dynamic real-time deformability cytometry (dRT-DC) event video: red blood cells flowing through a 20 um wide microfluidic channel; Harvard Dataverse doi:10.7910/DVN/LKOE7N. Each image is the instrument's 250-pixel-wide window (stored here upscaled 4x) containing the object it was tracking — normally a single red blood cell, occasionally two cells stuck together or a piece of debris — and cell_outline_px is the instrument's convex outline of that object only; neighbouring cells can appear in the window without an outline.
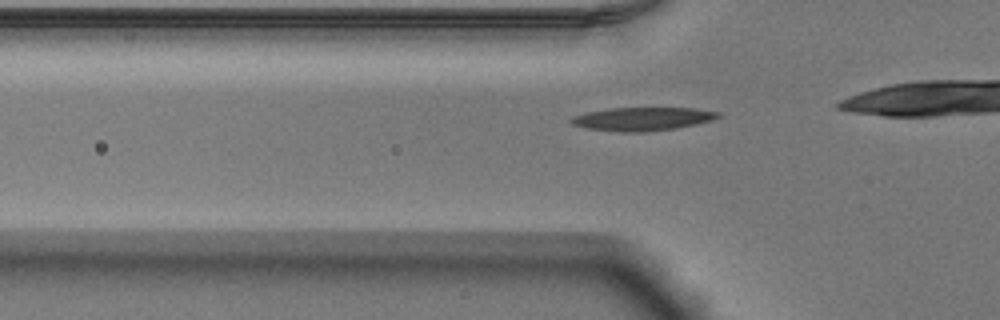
{"species": "Egyptian fruit bat (a non-hibernating species)", "species_latin": "Rousettus aegyptiacus", "temperature_condition": "warm", "stored_images_in_passage": 30, "camera_frame_rate_fps": 3000, "um_per_image_px": 0.085, "animal": {"sex": "male"}, "frame": {"image": 1, "passage_image": 6, "time_ms": 1.667, "image_size_px": [1000, 320], "cell_outline_px": [[720, 116], [712, 120], [696, 124], [676, 128], [644, 132], [616, 132], [584, 128], [572, 124], [568, 120], [572, 116], [588, 112], [608, 108], [692, 108], [720, 112]], "centroid_in_image_um": [54.56, 10.11], "position_along_channel_um": 71.2, "area_um2": 20.11}}
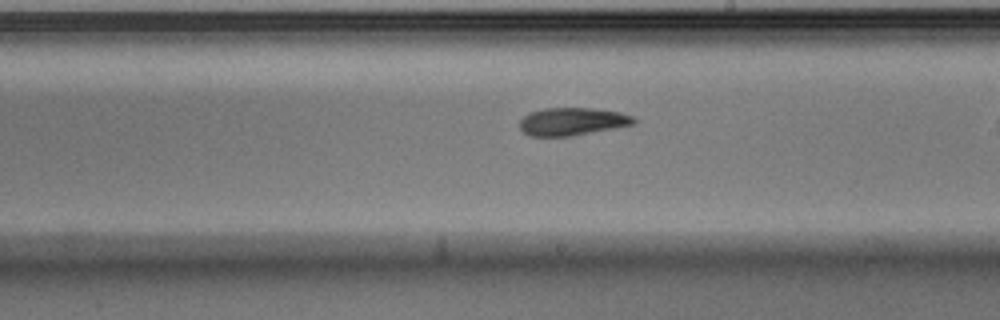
{"frame": {"image": 2, "passage_image": 19, "time_ms": 6.0, "image_size_px": [1000, 320], "cell_outline_px": [[636, 124], [572, 136], [532, 136], [524, 132], [520, 128], [520, 120], [528, 112], [544, 108], [592, 108], [620, 112], [632, 116], [636, 120]], "centroid_in_image_um": [48.65, 10.32], "position_along_channel_um": 240.4, "area_um2": 18.5}}
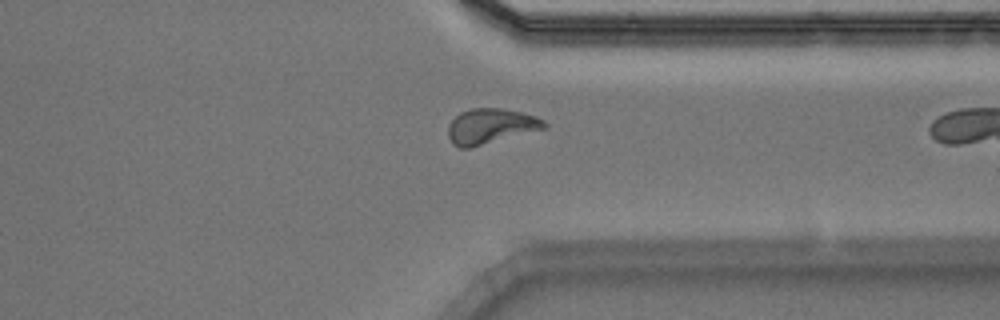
{"frame": {"image": 3, "passage_image": 29, "time_ms": 9.333, "image_size_px": [1000, 320], "cell_outline_px": [[548, 124], [544, 128], [472, 148], [460, 148], [452, 144], [448, 136], [448, 124], [460, 112], [472, 108], [504, 108], [536, 116], [544, 120]], "centroid_in_image_um": [41.67, 10.73], "position_along_channel_um": 369.7, "area_um2": 19.77}}